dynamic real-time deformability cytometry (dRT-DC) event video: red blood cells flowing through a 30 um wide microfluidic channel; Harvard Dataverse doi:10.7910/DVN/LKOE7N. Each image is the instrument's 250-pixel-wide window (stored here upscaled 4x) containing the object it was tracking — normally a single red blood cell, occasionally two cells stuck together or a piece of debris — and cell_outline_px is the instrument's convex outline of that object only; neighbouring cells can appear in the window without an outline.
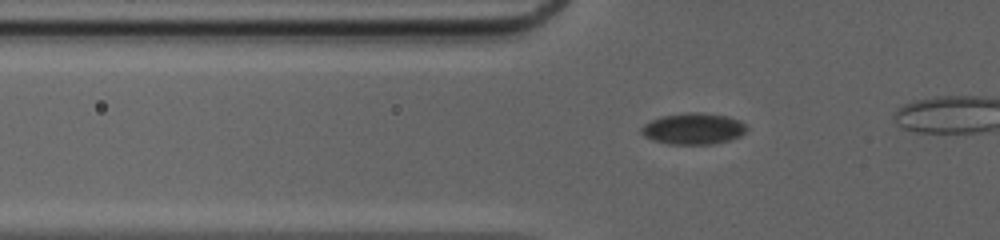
{"species": "common noctule bat (a hibernating species)", "species_latin": "Nyctalus noctula", "temperature_condition": "cold", "stored_images_in_passage": 14, "camera_frame_rate_fps": 3000, "um_per_image_px": 0.085, "animal": {"sex": "female", "body_mass_g": 20.0, "forearm_length_mm": 54.0}, "frame": {"image": 1, "passage_image": 7, "time_ms": 2.0, "image_size_px": [1000, 240], "cell_outline_px": [[744, 132], [728, 140], [708, 144], [668, 144], [656, 140], [640, 132], [640, 128], [644, 124], [652, 120], [664, 116], [692, 112], [696, 112], [724, 116], [736, 120], [744, 124]], "centroid_in_image_um": [58.87, 10.94], "position_along_channel_um": 66.9, "area_um2": 18.32}}
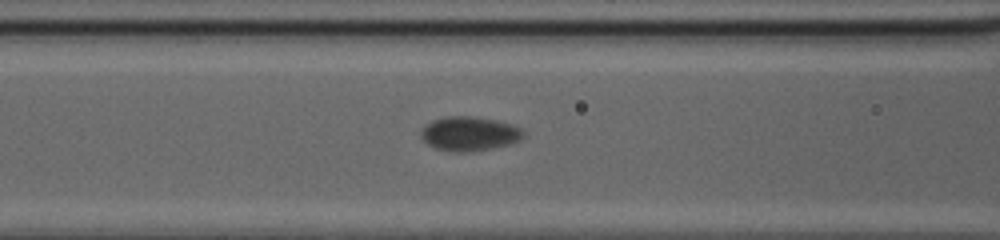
{"frame": {"image": 2, "passage_image": 12, "time_ms": 3.667, "image_size_px": [1000, 240], "cell_outline_px": [[524, 136], [508, 144], [472, 152], [448, 152], [436, 148], [428, 144], [420, 136], [420, 132], [432, 120], [444, 116], [468, 116], [492, 120], [508, 124], [520, 128], [524, 132]], "centroid_in_image_um": [39.83, 11.38], "position_along_channel_um": 126.8, "area_um2": 20.06}}